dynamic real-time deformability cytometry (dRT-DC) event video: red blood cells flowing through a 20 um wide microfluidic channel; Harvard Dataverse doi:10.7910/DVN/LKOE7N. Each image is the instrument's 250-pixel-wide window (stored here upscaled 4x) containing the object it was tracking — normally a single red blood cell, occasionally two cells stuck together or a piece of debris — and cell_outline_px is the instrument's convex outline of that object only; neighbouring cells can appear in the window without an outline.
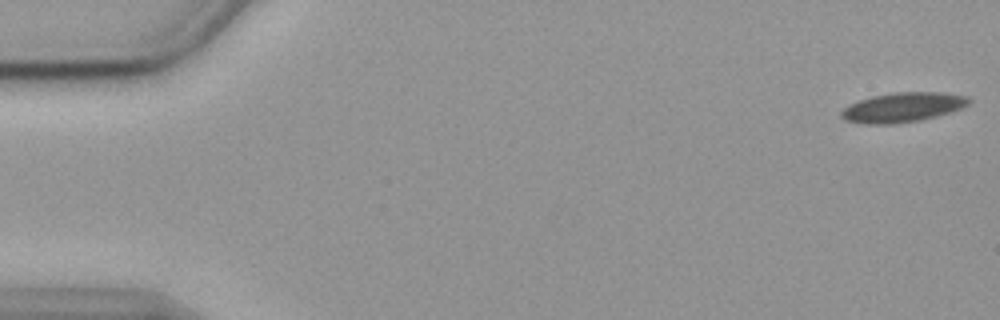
{"species": "common noctule bat (a hibernating species)", "species_latin": "Nyctalus noctula", "temperature_condition": "cold", "stored_images_in_passage": 56, "camera_frame_rate_fps": 3000, "um_per_image_px": 0.085, "animal": {"sex": "female", "body_mass_g": 19.9}, "frame": {"image": 1, "passage_image": 1, "time_ms": 0.0, "image_size_px": [1000, 320], "cell_outline_px": [[972, 100], [968, 104], [952, 112], [920, 120], [896, 124], [864, 124], [844, 120], [840, 116], [840, 112], [848, 104], [872, 96], [892, 92], [944, 92], [968, 96]], "centroid_in_image_um": [76.72, 9.12], "position_along_channel_um": 8.3, "area_um2": 22.25}}
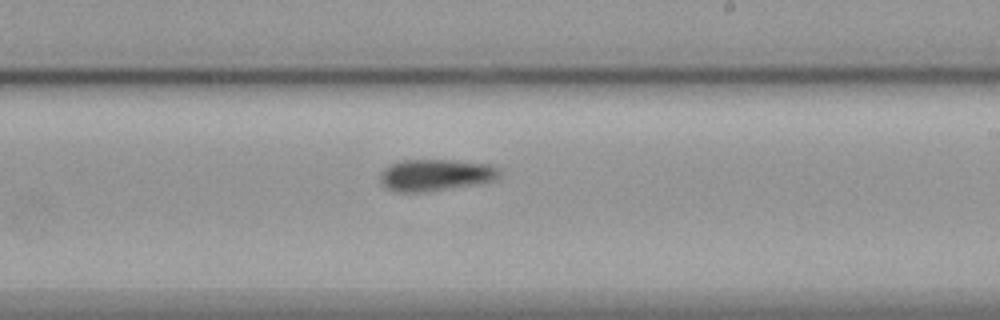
{"frame": {"image": 2, "passage_image": 33, "time_ms": 10.667, "image_size_px": [1000, 320], "cell_outline_px": [[500, 176], [496, 180], [476, 184], [424, 192], [396, 192], [380, 184], [380, 172], [388, 164], [400, 160], [452, 160], [492, 164], [500, 168]], "centroid_in_image_um": [37.02, 14.87], "position_along_channel_um": 252.0, "area_um2": 22.37}}
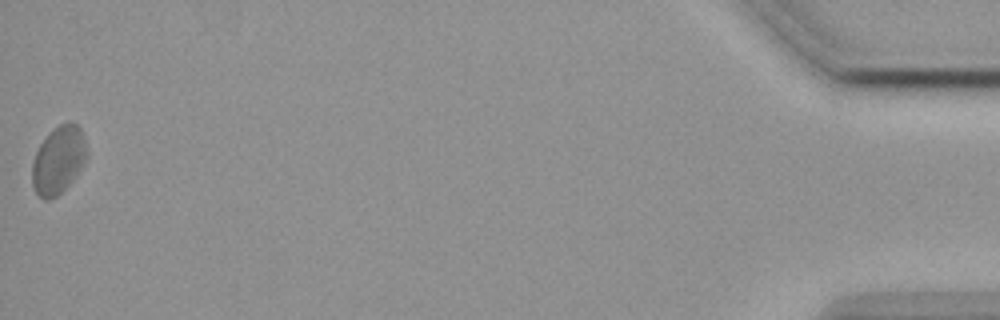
{"frame": {"image": 3, "passage_image": 56, "time_ms": 18.333, "image_size_px": [1000, 320], "cell_outline_px": [[88, 156], [72, 180], [56, 196], [48, 200], [44, 200], [36, 192], [32, 184], [32, 164], [36, 152], [40, 144], [48, 132], [52, 128], [60, 124], [76, 124], [80, 128], [88, 152]], "centroid_in_image_um": [4.95, 13.6], "position_along_channel_um": 430.3, "area_um2": 21.21}}